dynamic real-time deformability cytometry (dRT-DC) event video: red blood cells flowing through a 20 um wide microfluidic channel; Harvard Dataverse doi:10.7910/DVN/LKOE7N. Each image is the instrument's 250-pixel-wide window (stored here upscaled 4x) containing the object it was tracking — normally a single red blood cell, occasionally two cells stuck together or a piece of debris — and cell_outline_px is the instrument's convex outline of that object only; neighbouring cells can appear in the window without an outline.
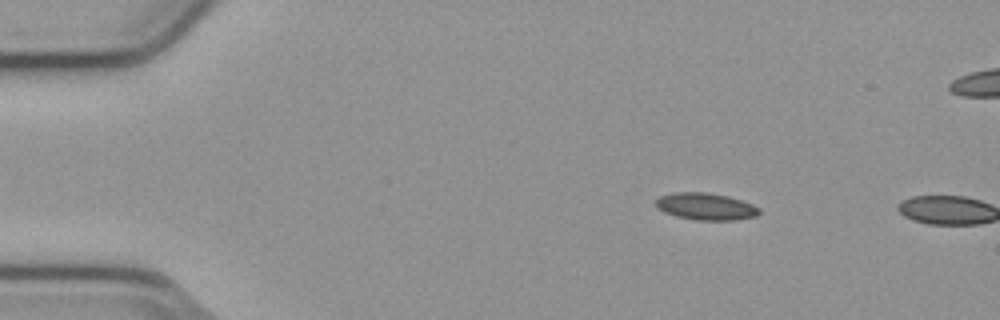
{"species": "common noctule bat (a hibernating species)", "species_latin": "Nyctalus noctula", "temperature_condition": "cold", "stored_images_in_passage": 9, "camera_frame_rate_fps": 3000, "um_per_image_px": 0.085, "animal": {"sex": "male", "body_mass_g": 23.1, "forearm_length_mm": 52.7}, "frame": {"image": 1, "passage_image": 8, "time_ms": 2.333, "image_size_px": [1000, 320], "cell_outline_px": [[760, 212], [756, 216], [736, 220], [696, 220], [676, 216], [664, 212], [656, 208], [656, 200], [660, 196], [672, 192], [708, 192], [728, 196], [752, 204], [760, 208]], "centroid_in_image_um": [59.98, 17.55], "position_along_channel_um": 25.0, "area_um2": 16.36}}